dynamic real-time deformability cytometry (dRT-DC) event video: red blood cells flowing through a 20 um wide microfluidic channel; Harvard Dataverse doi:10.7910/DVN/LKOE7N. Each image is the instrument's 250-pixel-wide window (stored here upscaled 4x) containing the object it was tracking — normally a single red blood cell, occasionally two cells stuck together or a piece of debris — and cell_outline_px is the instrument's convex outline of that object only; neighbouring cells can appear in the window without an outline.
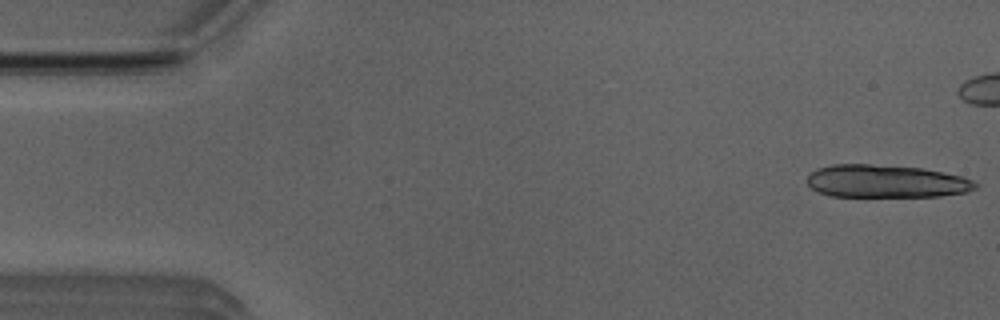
{"species": "Egyptian fruit bat (a non-hibernating species)", "species_latin": "Rousettus aegyptiacus", "temperature_condition": "room temperature", "stored_images_in_passage": 13, "camera_frame_rate_fps": 3000, "um_per_image_px": 0.085, "animal": {"sex": "male"}, "frame": {"image": 1, "passage_image": 1, "time_ms": 0.0, "image_size_px": [1000, 320], "cell_outline_px": [[980, 184], [976, 188], [968, 192], [940, 196], [828, 196], [816, 192], [808, 184], [808, 176], [816, 168], [832, 164], [872, 164], [924, 168], [944, 172], [960, 176], [972, 180]], "centroid_in_image_um": [75.31, 15.41], "position_along_channel_um": 9.7, "area_um2": 32.37}}